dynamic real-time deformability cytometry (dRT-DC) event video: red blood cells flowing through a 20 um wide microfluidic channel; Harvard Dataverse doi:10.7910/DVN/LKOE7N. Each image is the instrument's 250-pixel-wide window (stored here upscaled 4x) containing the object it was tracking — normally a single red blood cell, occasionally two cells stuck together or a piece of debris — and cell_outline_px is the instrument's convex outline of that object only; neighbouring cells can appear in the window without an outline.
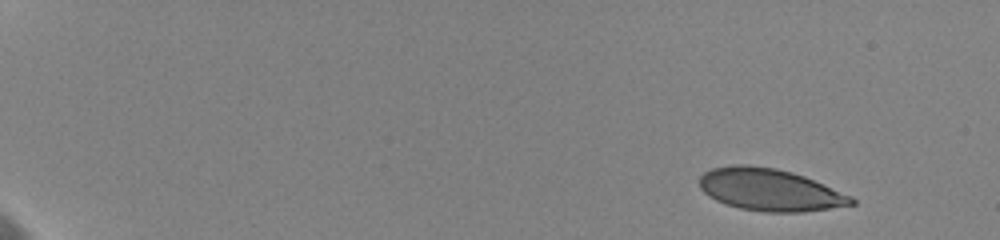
{"species": "human", "species_latin": "Homo sapiens", "temperature_condition": "cold", "stored_images_in_passage": 47, "camera_frame_rate_fps": 3000, "um_per_image_px": 0.085, "donor": {"sex": "female"}, "frame": {"image": 1, "passage_image": 1, "time_ms": 0.0, "image_size_px": [1000, 240], "cell_outline_px": [[856, 204], [804, 212], [764, 212], [740, 208], [716, 200], [708, 196], [700, 188], [700, 176], [704, 172], [712, 168], [732, 164], [748, 164], [776, 168], [792, 172], [804, 176], [852, 196], [856, 200]], "centroid_in_image_um": [65.43, 16.12], "position_along_channel_um": 19.6, "area_um2": 37.4}}
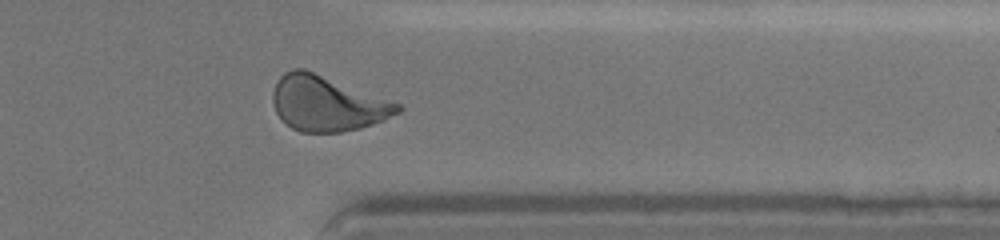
{"frame": {"image": 2, "passage_image": 42, "time_ms": 14.667, "image_size_px": [1000, 240], "cell_outline_px": [[404, 108], [400, 112], [384, 120], [360, 128], [340, 132], [300, 132], [292, 128], [276, 112], [272, 100], [272, 92], [280, 76], [284, 72], [292, 68], [304, 68], [400, 104]], "centroid_in_image_um": [27.8, 8.79], "position_along_channel_um": 383.6, "area_um2": 39.82}}
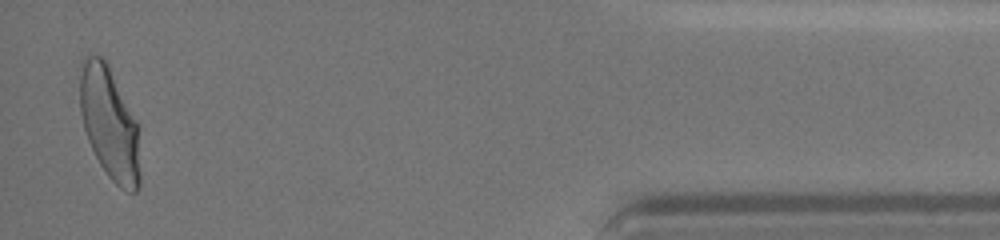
{"frame": {"image": 3, "passage_image": 47, "time_ms": 17.333, "image_size_px": [1000, 240], "cell_outline_px": [[140, 184], [136, 192], [128, 192], [120, 188], [108, 176], [100, 164], [88, 140], [84, 128], [80, 112], [80, 60], [88, 56], [100, 56], [108, 64], [140, 124]], "centroid_in_image_um": [9.35, 10.5], "position_along_channel_um": 425.8, "area_um2": 40.23}, "authors_computed_cell_mechanics": {"area_um2": 38.7838, "velocity_mm_per_s": 3.5998, "shape_relaxation_time_tau1_ms": 6.0215, "shape_relaxation_time_tau2_ms": null, "deformation_change_tau1": 0.1735, "deformation_change_tau2": null}}